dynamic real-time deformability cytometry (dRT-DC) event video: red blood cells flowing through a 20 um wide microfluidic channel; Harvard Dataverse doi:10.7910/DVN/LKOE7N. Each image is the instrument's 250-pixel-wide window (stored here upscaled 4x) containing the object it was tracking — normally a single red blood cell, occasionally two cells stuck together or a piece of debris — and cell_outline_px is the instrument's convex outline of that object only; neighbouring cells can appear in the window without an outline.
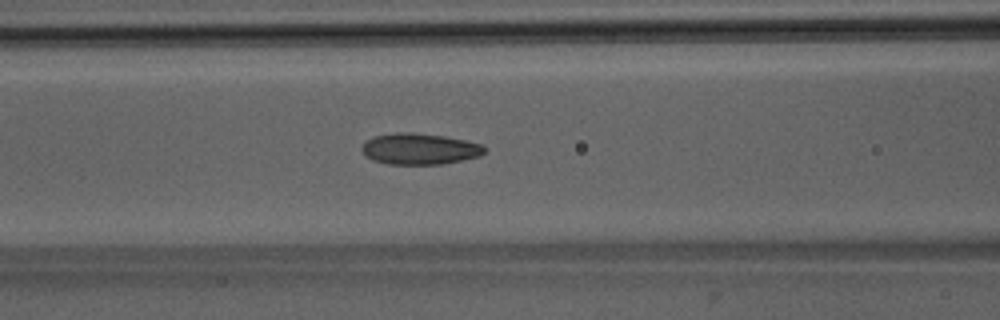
{"species": "Egyptian fruit bat (a non-hibernating species)", "species_latin": "Rousettus aegyptiacus", "temperature_condition": "room temperature", "stored_images_in_passage": 43, "camera_frame_rate_fps": 3000, "um_per_image_px": 0.085, "animal": {"sex": "male"}, "frame": {"image": 1, "passage_image": 13, "time_ms": 4.0, "image_size_px": [1000, 320], "cell_outline_px": [[488, 148], [480, 156], [440, 164], [388, 164], [372, 160], [360, 148], [372, 136], [400, 132], [412, 132], [444, 136], [464, 140], [480, 144]], "centroid_in_image_um": [35.67, 12.65], "position_along_channel_um": 130.9, "area_um2": 22.08}}
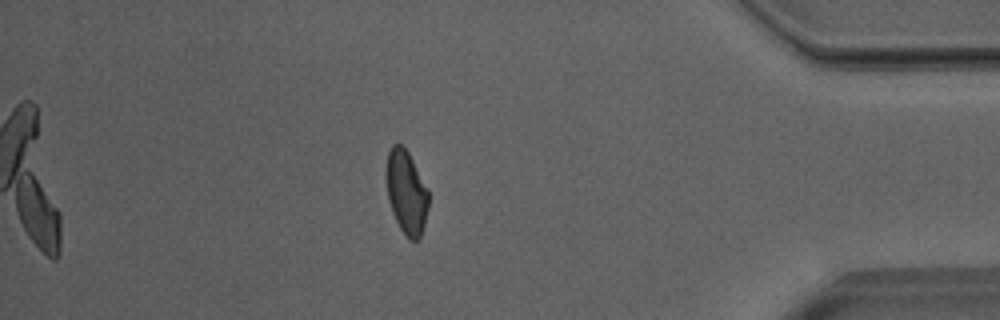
{"frame": {"image": 2, "passage_image": 36, "time_ms": 11.667, "image_size_px": [1000, 320], "cell_outline_px": [[428, 208], [420, 240], [408, 240], [400, 228], [392, 212], [388, 200], [388, 152], [392, 144], [400, 144], [408, 152], [428, 188]], "centroid_in_image_um": [34.57, 16.39], "position_along_channel_um": 400.6, "area_um2": 20.23}}
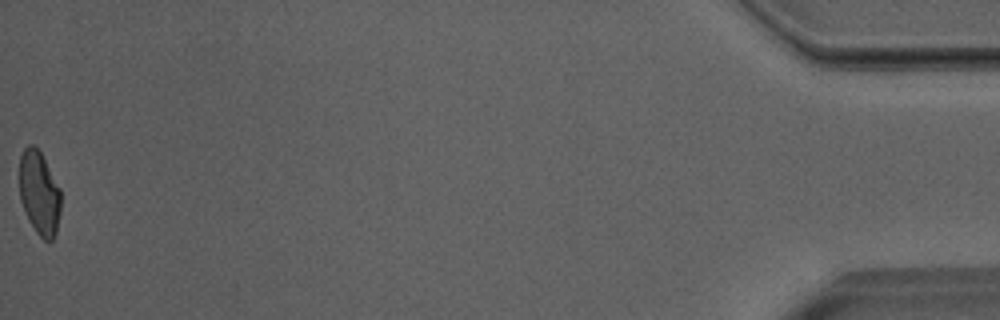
{"frame": {"image": 3, "passage_image": 43, "time_ms": 14.0, "image_size_px": [1000, 320], "cell_outline_px": [[60, 212], [56, 232], [52, 240], [48, 244], [36, 232], [28, 220], [20, 200], [20, 156], [24, 148], [28, 144], [32, 144], [40, 152], [60, 188]], "centroid_in_image_um": [3.34, 16.44], "position_along_channel_um": 431.9, "area_um2": 20.17}, "authors_computed_cell_mechanics": {"area_um2": 21.386, "velocity_mm_per_s": 4.0159, "shape_relaxation_time_tau1_ms": null, "shape_relaxation_time_tau2_ms": 1.6829, "deformation_change_tau1": null, "deformation_change_tau2": 0.0847}}